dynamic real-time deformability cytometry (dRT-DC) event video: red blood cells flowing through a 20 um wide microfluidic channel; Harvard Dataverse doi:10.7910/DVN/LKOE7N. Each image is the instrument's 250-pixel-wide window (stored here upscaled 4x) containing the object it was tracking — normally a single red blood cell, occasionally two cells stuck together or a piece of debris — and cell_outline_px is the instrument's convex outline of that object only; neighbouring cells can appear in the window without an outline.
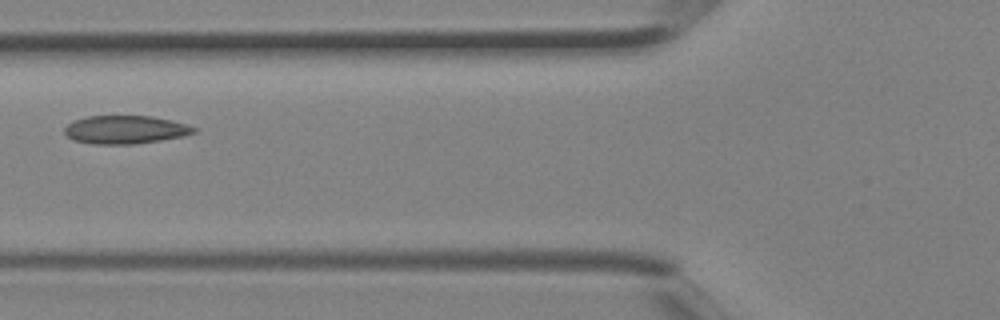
{"species": "Egyptian fruit bat (a non-hibernating species)", "species_latin": "Rousettus aegyptiacus", "temperature_condition": "room temperature", "stored_images_in_passage": 2, "camera_frame_rate_fps": 3000, "um_per_image_px": 0.085, "animal": {"sex": "female"}, "frame": {"image": 1, "passage_image": 2, "time_ms": 0.333, "image_size_px": [1000, 320], "cell_outline_px": [[196, 132], [184, 136], [160, 140], [132, 144], [92, 144], [72, 140], [64, 132], [64, 128], [72, 120], [88, 116], [152, 116], [184, 124], [196, 128]], "centroid_in_image_um": [10.59, 11.02], "position_along_channel_um": 115.2, "area_um2": 21.15}}